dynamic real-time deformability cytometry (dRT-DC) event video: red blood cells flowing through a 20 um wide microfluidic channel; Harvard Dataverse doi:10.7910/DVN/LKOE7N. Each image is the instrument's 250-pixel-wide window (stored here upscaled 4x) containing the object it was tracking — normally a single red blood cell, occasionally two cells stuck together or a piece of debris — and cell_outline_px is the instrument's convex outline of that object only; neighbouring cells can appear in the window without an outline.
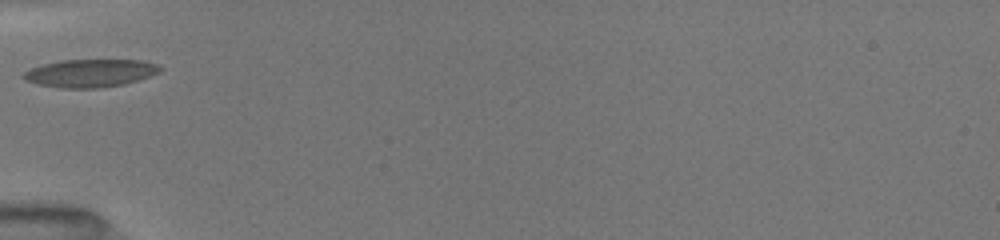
{"species": "common noctule bat (a hibernating species)", "species_latin": "Nyctalus noctula", "temperature_condition": "room temperature", "stored_images_in_passage": 9, "camera_frame_rate_fps": 3000, "um_per_image_px": 0.085, "animal": {"sex": "female", "body_mass_g": 19.5, "forearm_length_mm": 54.1}, "frame": {"image": 1, "passage_image": 1, "time_ms": 0.0, "image_size_px": [1000, 240], "cell_outline_px": [[164, 68], [160, 72], [124, 84], [100, 88], [60, 88], [36, 84], [24, 80], [20, 76], [24, 72], [32, 68], [44, 64], [60, 60], [144, 60], [160, 64]], "centroid_in_image_um": [7.68, 6.21], "position_along_channel_um": 77.3, "area_um2": 22.37}}
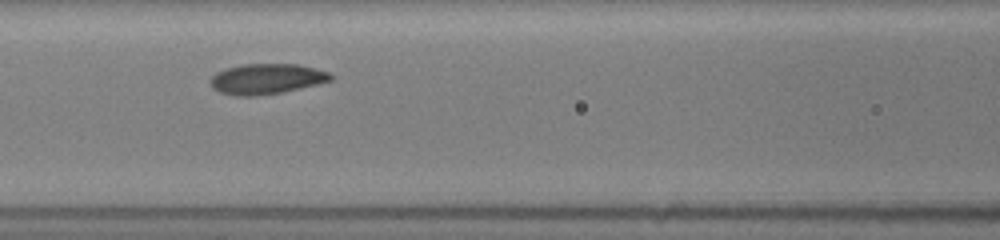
{"frame": {"image": 2, "passage_image": 6, "time_ms": 1.667, "image_size_px": [1000, 240], "cell_outline_px": [[332, 80], [300, 88], [280, 92], [256, 96], [236, 96], [220, 92], [212, 88], [208, 80], [216, 72], [224, 68], [240, 64], [300, 64], [328, 72], [332, 76]], "centroid_in_image_um": [22.59, 6.7], "position_along_channel_um": 144.0, "area_um2": 21.39}}